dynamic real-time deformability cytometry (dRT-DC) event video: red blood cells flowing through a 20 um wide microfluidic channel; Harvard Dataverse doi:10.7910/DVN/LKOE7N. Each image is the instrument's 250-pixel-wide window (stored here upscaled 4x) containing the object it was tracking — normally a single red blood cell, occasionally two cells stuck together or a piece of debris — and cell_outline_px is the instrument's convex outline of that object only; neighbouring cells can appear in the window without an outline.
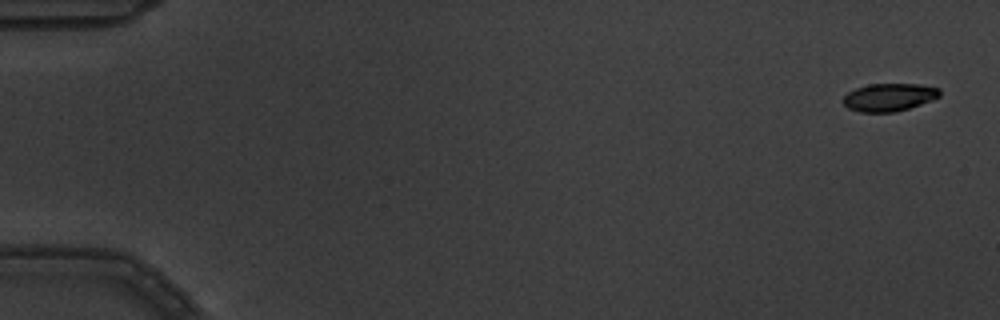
{"species": "common noctule bat (a hibernating species)", "species_latin": "Nyctalus noctula", "temperature_condition": "warm", "stored_images_in_passage": 5, "camera_frame_rate_fps": 3000, "um_per_image_px": 0.085, "animal": {"sex": "male", "body_mass_g": 19.5, "forearm_length_mm": 54.6}, "frame": {"image": 1, "passage_image": 1, "time_ms": 0.0, "image_size_px": [1000, 320], "cell_outline_px": [[940, 96], [932, 100], [896, 112], [860, 112], [848, 108], [844, 104], [844, 96], [848, 92], [856, 88], [868, 84], [920, 84], [940, 88]], "centroid_in_image_um": [75.58, 8.26], "position_along_channel_um": 9.4, "area_um2": 15.61}}